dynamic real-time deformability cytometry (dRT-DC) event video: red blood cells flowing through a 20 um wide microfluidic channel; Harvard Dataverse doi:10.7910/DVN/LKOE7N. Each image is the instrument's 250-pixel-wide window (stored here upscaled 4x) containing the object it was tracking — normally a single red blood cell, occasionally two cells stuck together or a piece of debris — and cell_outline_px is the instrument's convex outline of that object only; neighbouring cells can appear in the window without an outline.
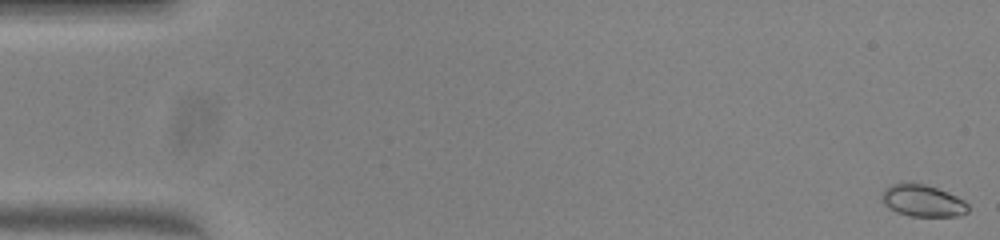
{"species": "common noctule bat (a hibernating species)", "species_latin": "Nyctalus noctula", "temperature_condition": "warm", "stored_images_in_passage": 52, "camera_frame_rate_fps": 3000, "um_per_image_px": 0.085, "animal": {"sex": "female", "body_mass_g": 23.0, "forearm_length_mm": 53.4}, "frame": {"image": 1, "passage_image": 1, "time_ms": 0.0, "image_size_px": [1000, 240], "cell_outline_px": [[968, 212], [960, 216], [908, 216], [896, 212], [888, 208], [884, 204], [880, 196], [880, 192], [884, 188], [892, 184], [908, 180], [912, 180], [948, 192], [964, 200], [968, 204]], "centroid_in_image_um": [78.37, 17.03], "position_along_channel_um": 6.6, "area_um2": 16.59}}
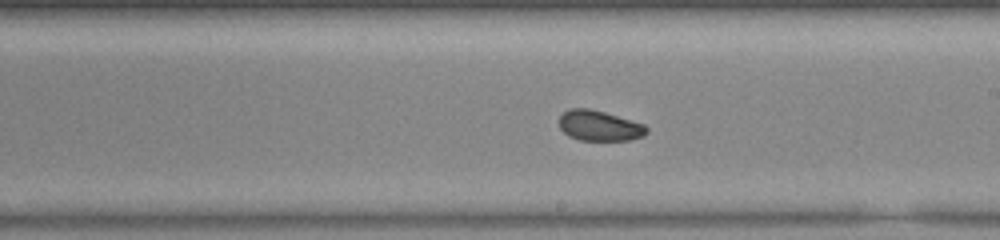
{"frame": {"image": 2, "passage_image": 30, "time_ms": 9.667, "image_size_px": [1000, 240], "cell_outline_px": [[648, 132], [644, 136], [632, 140], [580, 140], [568, 136], [560, 128], [560, 116], [568, 108], [588, 108], [604, 112], [644, 124], [648, 128]], "centroid_in_image_um": [50.96, 10.69], "position_along_channel_um": 238.0, "area_um2": 15.49}}
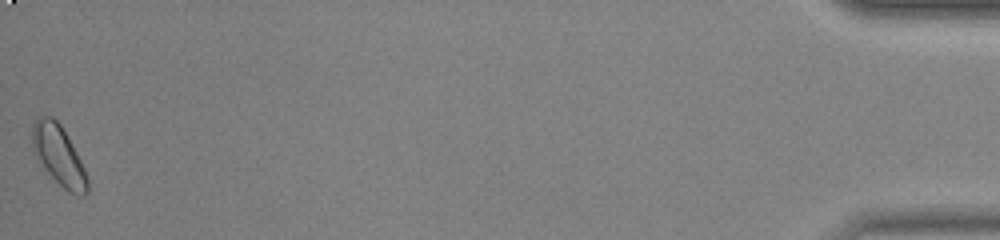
{"frame": {"image": 3, "passage_image": 52, "time_ms": 17.0, "image_size_px": [1000, 240], "cell_outline_px": [[88, 192], [84, 196], [80, 196], [68, 192], [48, 172], [32, 152], [32, 124], [36, 116], [52, 116], [60, 124], [76, 152], [84, 168], [88, 180]], "centroid_in_image_um": [4.97, 13.19], "position_along_channel_um": 430.2, "area_um2": 19.07}, "authors_computed_cell_mechanics": {"area_um2": 16.2418, "velocity_mm_per_s": 3.986, "shape_relaxation_time_tau1_ms": 2.6719, "shape_relaxation_time_tau2_ms": 2.4653, "deformation_change_tau1": 0.0673, "deformation_change_tau2": 0.0569}}